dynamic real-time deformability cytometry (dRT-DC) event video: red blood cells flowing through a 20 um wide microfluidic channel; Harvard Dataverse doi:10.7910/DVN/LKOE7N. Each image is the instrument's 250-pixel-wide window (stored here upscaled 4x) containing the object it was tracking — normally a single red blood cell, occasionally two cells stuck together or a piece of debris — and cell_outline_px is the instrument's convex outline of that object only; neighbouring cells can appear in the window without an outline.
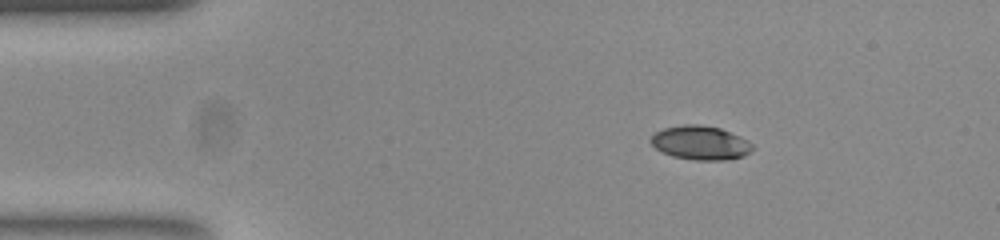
{"species": "common noctule bat (a hibernating species)", "species_latin": "Nyctalus noctula", "temperature_condition": "room temperature", "stored_images_in_passage": 53, "camera_frame_rate_fps": 3000, "um_per_image_px": 0.085, "animal": {"sex": "female", "body_mass_g": 23.0, "forearm_length_mm": 53.4}, "frame": {"image": 1, "passage_image": 8, "time_ms": 2.333, "image_size_px": [1000, 240], "cell_outline_px": [[752, 152], [744, 156], [724, 160], [692, 160], [672, 156], [656, 148], [648, 140], [656, 132], [664, 128], [684, 124], [700, 124], [720, 128], [740, 136], [748, 140], [752, 144]], "centroid_in_image_um": [59.55, 12.14], "position_along_channel_um": 25.5, "area_um2": 20.17}}
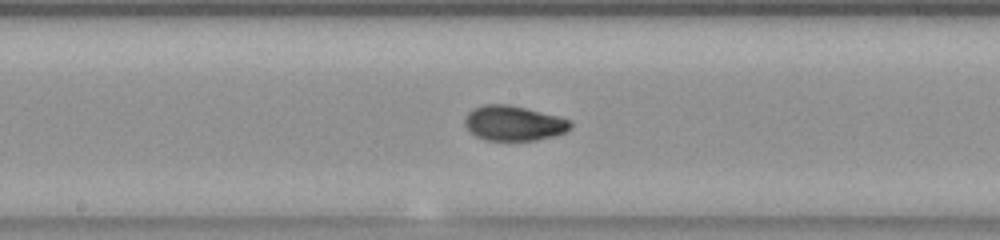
{"frame": {"image": 2, "passage_image": 27, "time_ms": 8.667, "image_size_px": [1000, 240], "cell_outline_px": [[572, 128], [556, 136], [536, 140], [484, 140], [476, 136], [464, 124], [464, 116], [472, 108], [484, 104], [508, 104], [572, 120]], "centroid_in_image_um": [43.65, 10.47], "position_along_channel_um": 204.5, "area_um2": 21.56}}
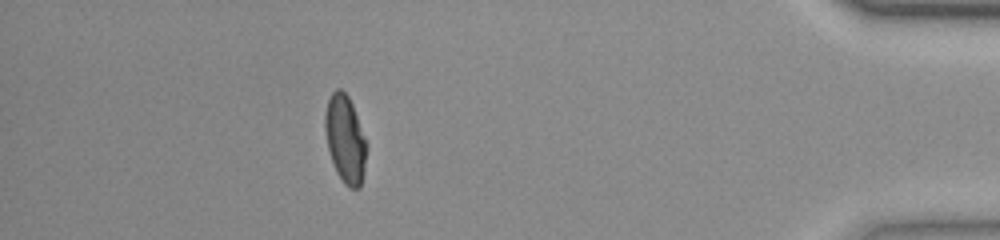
{"frame": {"image": 3, "passage_image": 47, "time_ms": 15.333, "image_size_px": [1000, 240], "cell_outline_px": [[364, 168], [360, 188], [348, 188], [344, 184], [336, 172], [328, 148], [324, 128], [324, 116], [328, 100], [332, 92], [336, 88], [340, 88], [348, 96], [352, 104], [364, 136]], "centroid_in_image_um": [29.3, 11.81], "position_along_channel_um": 405.9, "area_um2": 20.69}, "authors_computed_cell_mechanics": {"area_um2": 20.9814, "velocity_mm_per_s": 3.8339, "shape_relaxation_time_tau1_ms": 6.1519, "shape_relaxation_time_tau2_ms": 1.4404, "deformation_change_tau1": 0.2238, "deformation_change_tau2": 0.0519}}